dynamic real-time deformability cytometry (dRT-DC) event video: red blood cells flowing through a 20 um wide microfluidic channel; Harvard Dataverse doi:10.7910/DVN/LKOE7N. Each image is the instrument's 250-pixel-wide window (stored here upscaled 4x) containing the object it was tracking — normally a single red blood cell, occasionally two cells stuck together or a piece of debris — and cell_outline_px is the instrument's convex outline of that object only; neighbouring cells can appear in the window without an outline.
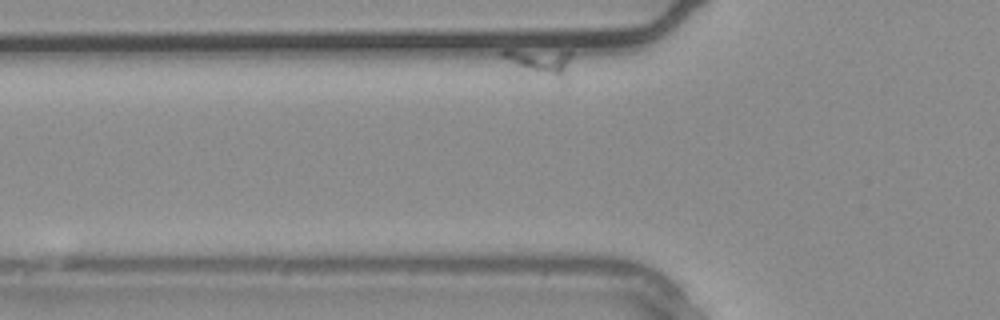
{"species": "common noctule bat (a hibernating species)", "species_latin": "Nyctalus noctula", "temperature_condition": "warm", "stored_images_in_passage": 27, "camera_frame_rate_fps": 3000, "um_per_image_px": 0.085, "animal": {"sex": "male", "body_mass_g": 20.4}, "frame": {"image": 1, "passage_image": 2, "time_ms": 0.333, "image_size_px": [1000, 320], "cell_outline_px": [[572, 56], [568, 80], [564, 80], [520, 64], [500, 56], [500, 52], [504, 48], [568, 48], [572, 52]], "centroid_in_image_um": [46.1, 5.08], "position_along_channel_um": 79.7, "area_um2": 10.75}}
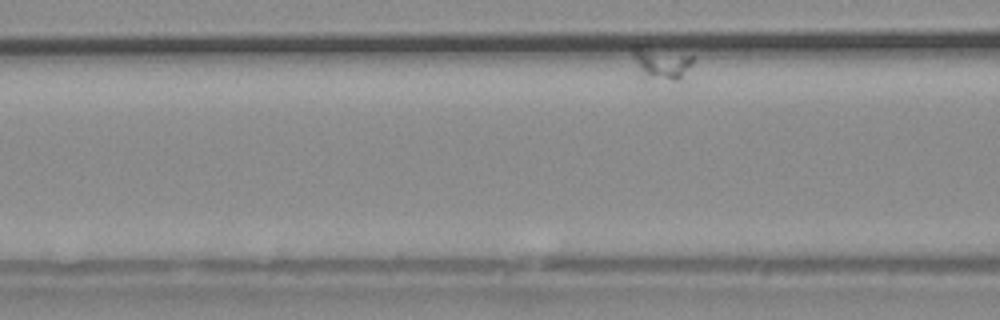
{"frame": {"image": 2, "passage_image": 6, "time_ms": 1.667, "image_size_px": [1000, 320], "cell_outline_px": [[692, 64], [680, 80], [672, 80], [648, 76], [640, 68], [632, 52], [632, 44], [644, 44], [692, 56]], "centroid_in_image_um": [56.22, 5.27], "position_along_channel_um": 110.4, "area_um2": 10.87}}